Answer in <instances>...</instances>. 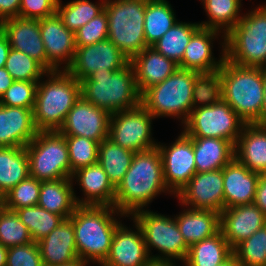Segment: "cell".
Returning <instances> with one entry per match:
<instances>
[{
  "label": "cell",
  "instance_id": "cell-1",
  "mask_svg": "<svg viewBox=\"0 0 266 266\" xmlns=\"http://www.w3.org/2000/svg\"><path fill=\"white\" fill-rule=\"evenodd\" d=\"M162 193L173 195L166 187L158 148L135 152L123 180L116 187L113 207L128 218L148 209L153 199Z\"/></svg>",
  "mask_w": 266,
  "mask_h": 266
},
{
  "label": "cell",
  "instance_id": "cell-2",
  "mask_svg": "<svg viewBox=\"0 0 266 266\" xmlns=\"http://www.w3.org/2000/svg\"><path fill=\"white\" fill-rule=\"evenodd\" d=\"M118 217V219H117ZM121 214L113 206H78L69 217L75 231V243L81 261L100 266L107 258Z\"/></svg>",
  "mask_w": 266,
  "mask_h": 266
},
{
  "label": "cell",
  "instance_id": "cell-3",
  "mask_svg": "<svg viewBox=\"0 0 266 266\" xmlns=\"http://www.w3.org/2000/svg\"><path fill=\"white\" fill-rule=\"evenodd\" d=\"M45 76L47 79L42 78L37 86L33 109L35 126L38 131H59L81 97V84L67 70L48 71Z\"/></svg>",
  "mask_w": 266,
  "mask_h": 266
},
{
  "label": "cell",
  "instance_id": "cell-4",
  "mask_svg": "<svg viewBox=\"0 0 266 266\" xmlns=\"http://www.w3.org/2000/svg\"><path fill=\"white\" fill-rule=\"evenodd\" d=\"M220 72L223 100L246 124L260 125L264 101L263 67L240 66L224 59Z\"/></svg>",
  "mask_w": 266,
  "mask_h": 266
},
{
  "label": "cell",
  "instance_id": "cell-5",
  "mask_svg": "<svg viewBox=\"0 0 266 266\" xmlns=\"http://www.w3.org/2000/svg\"><path fill=\"white\" fill-rule=\"evenodd\" d=\"M81 96L109 114L133 109L141 104L135 71L129 62L120 70L93 73L80 82Z\"/></svg>",
  "mask_w": 266,
  "mask_h": 266
},
{
  "label": "cell",
  "instance_id": "cell-6",
  "mask_svg": "<svg viewBox=\"0 0 266 266\" xmlns=\"http://www.w3.org/2000/svg\"><path fill=\"white\" fill-rule=\"evenodd\" d=\"M225 59L240 66L266 67V4L252 8L225 35Z\"/></svg>",
  "mask_w": 266,
  "mask_h": 266
},
{
  "label": "cell",
  "instance_id": "cell-7",
  "mask_svg": "<svg viewBox=\"0 0 266 266\" xmlns=\"http://www.w3.org/2000/svg\"><path fill=\"white\" fill-rule=\"evenodd\" d=\"M199 72L178 68L161 83L141 94V105L156 118L174 117L183 125L192 108L193 86Z\"/></svg>",
  "mask_w": 266,
  "mask_h": 266
},
{
  "label": "cell",
  "instance_id": "cell-8",
  "mask_svg": "<svg viewBox=\"0 0 266 266\" xmlns=\"http://www.w3.org/2000/svg\"><path fill=\"white\" fill-rule=\"evenodd\" d=\"M148 0H106L108 39L131 61L144 48V16Z\"/></svg>",
  "mask_w": 266,
  "mask_h": 266
},
{
  "label": "cell",
  "instance_id": "cell-9",
  "mask_svg": "<svg viewBox=\"0 0 266 266\" xmlns=\"http://www.w3.org/2000/svg\"><path fill=\"white\" fill-rule=\"evenodd\" d=\"M173 217V218H172ZM131 218L142 230L150 259L175 260L183 263L188 255L189 246L179 231L175 217L142 209ZM159 254L152 255L151 250Z\"/></svg>",
  "mask_w": 266,
  "mask_h": 266
},
{
  "label": "cell",
  "instance_id": "cell-10",
  "mask_svg": "<svg viewBox=\"0 0 266 266\" xmlns=\"http://www.w3.org/2000/svg\"><path fill=\"white\" fill-rule=\"evenodd\" d=\"M29 159V176L39 181L71 178L68 146L59 131H38L25 147Z\"/></svg>",
  "mask_w": 266,
  "mask_h": 266
},
{
  "label": "cell",
  "instance_id": "cell-11",
  "mask_svg": "<svg viewBox=\"0 0 266 266\" xmlns=\"http://www.w3.org/2000/svg\"><path fill=\"white\" fill-rule=\"evenodd\" d=\"M245 124L222 99L213 105L193 109L181 127L190 137L224 139L235 145Z\"/></svg>",
  "mask_w": 266,
  "mask_h": 266
},
{
  "label": "cell",
  "instance_id": "cell-12",
  "mask_svg": "<svg viewBox=\"0 0 266 266\" xmlns=\"http://www.w3.org/2000/svg\"><path fill=\"white\" fill-rule=\"evenodd\" d=\"M155 118L141 104L133 109L118 111L110 116L109 139L132 152L157 147L152 134Z\"/></svg>",
  "mask_w": 266,
  "mask_h": 266
},
{
  "label": "cell",
  "instance_id": "cell-13",
  "mask_svg": "<svg viewBox=\"0 0 266 266\" xmlns=\"http://www.w3.org/2000/svg\"><path fill=\"white\" fill-rule=\"evenodd\" d=\"M164 180L167 189L174 195L197 173L191 137L183 130L171 144L158 142Z\"/></svg>",
  "mask_w": 266,
  "mask_h": 266
},
{
  "label": "cell",
  "instance_id": "cell-14",
  "mask_svg": "<svg viewBox=\"0 0 266 266\" xmlns=\"http://www.w3.org/2000/svg\"><path fill=\"white\" fill-rule=\"evenodd\" d=\"M129 59L108 38L85 47H76L72 64L67 71L79 82L93 73L120 70Z\"/></svg>",
  "mask_w": 266,
  "mask_h": 266
},
{
  "label": "cell",
  "instance_id": "cell-15",
  "mask_svg": "<svg viewBox=\"0 0 266 266\" xmlns=\"http://www.w3.org/2000/svg\"><path fill=\"white\" fill-rule=\"evenodd\" d=\"M175 198L181 206L221 214L224 210L222 169L196 173Z\"/></svg>",
  "mask_w": 266,
  "mask_h": 266
},
{
  "label": "cell",
  "instance_id": "cell-16",
  "mask_svg": "<svg viewBox=\"0 0 266 266\" xmlns=\"http://www.w3.org/2000/svg\"><path fill=\"white\" fill-rule=\"evenodd\" d=\"M110 116L81 96L68 112L59 132L64 136H81L100 143L109 137Z\"/></svg>",
  "mask_w": 266,
  "mask_h": 266
},
{
  "label": "cell",
  "instance_id": "cell-17",
  "mask_svg": "<svg viewBox=\"0 0 266 266\" xmlns=\"http://www.w3.org/2000/svg\"><path fill=\"white\" fill-rule=\"evenodd\" d=\"M128 219L135 230L122 222L117 226L109 254L100 266H145L150 260L140 226L131 217Z\"/></svg>",
  "mask_w": 266,
  "mask_h": 266
},
{
  "label": "cell",
  "instance_id": "cell-18",
  "mask_svg": "<svg viewBox=\"0 0 266 266\" xmlns=\"http://www.w3.org/2000/svg\"><path fill=\"white\" fill-rule=\"evenodd\" d=\"M39 27L47 61L56 70H67L75 55V33L66 28L57 13L40 19Z\"/></svg>",
  "mask_w": 266,
  "mask_h": 266
},
{
  "label": "cell",
  "instance_id": "cell-19",
  "mask_svg": "<svg viewBox=\"0 0 266 266\" xmlns=\"http://www.w3.org/2000/svg\"><path fill=\"white\" fill-rule=\"evenodd\" d=\"M10 47L21 51L39 62L47 71L56 69L47 61L40 34L39 20L15 17L0 23Z\"/></svg>",
  "mask_w": 266,
  "mask_h": 266
},
{
  "label": "cell",
  "instance_id": "cell-20",
  "mask_svg": "<svg viewBox=\"0 0 266 266\" xmlns=\"http://www.w3.org/2000/svg\"><path fill=\"white\" fill-rule=\"evenodd\" d=\"M221 35V36H220ZM220 40L221 55L215 58L213 41ZM223 39V40H222ZM225 59V36L214 29L200 27L191 37L186 46L184 56L178 65L180 69L192 70L196 72H212L220 69Z\"/></svg>",
  "mask_w": 266,
  "mask_h": 266
},
{
  "label": "cell",
  "instance_id": "cell-21",
  "mask_svg": "<svg viewBox=\"0 0 266 266\" xmlns=\"http://www.w3.org/2000/svg\"><path fill=\"white\" fill-rule=\"evenodd\" d=\"M266 225V215L254 203L224 209L220 214V230L234 249Z\"/></svg>",
  "mask_w": 266,
  "mask_h": 266
},
{
  "label": "cell",
  "instance_id": "cell-22",
  "mask_svg": "<svg viewBox=\"0 0 266 266\" xmlns=\"http://www.w3.org/2000/svg\"><path fill=\"white\" fill-rule=\"evenodd\" d=\"M71 179L84 195L79 198L75 193L78 206H113L116 187L98 162L77 170Z\"/></svg>",
  "mask_w": 266,
  "mask_h": 266
},
{
  "label": "cell",
  "instance_id": "cell-23",
  "mask_svg": "<svg viewBox=\"0 0 266 266\" xmlns=\"http://www.w3.org/2000/svg\"><path fill=\"white\" fill-rule=\"evenodd\" d=\"M224 209L251 204L260 174L250 171L236 158L222 168Z\"/></svg>",
  "mask_w": 266,
  "mask_h": 266
},
{
  "label": "cell",
  "instance_id": "cell-24",
  "mask_svg": "<svg viewBox=\"0 0 266 266\" xmlns=\"http://www.w3.org/2000/svg\"><path fill=\"white\" fill-rule=\"evenodd\" d=\"M37 133L33 109L0 105V147H26Z\"/></svg>",
  "mask_w": 266,
  "mask_h": 266
},
{
  "label": "cell",
  "instance_id": "cell-25",
  "mask_svg": "<svg viewBox=\"0 0 266 266\" xmlns=\"http://www.w3.org/2000/svg\"><path fill=\"white\" fill-rule=\"evenodd\" d=\"M37 244L44 266L67 265L80 260L76 249L75 231L70 219H64Z\"/></svg>",
  "mask_w": 266,
  "mask_h": 266
},
{
  "label": "cell",
  "instance_id": "cell-26",
  "mask_svg": "<svg viewBox=\"0 0 266 266\" xmlns=\"http://www.w3.org/2000/svg\"><path fill=\"white\" fill-rule=\"evenodd\" d=\"M135 71L136 85L140 94L151 86L161 83L179 67L153 47L144 48L131 61Z\"/></svg>",
  "mask_w": 266,
  "mask_h": 266
},
{
  "label": "cell",
  "instance_id": "cell-27",
  "mask_svg": "<svg viewBox=\"0 0 266 266\" xmlns=\"http://www.w3.org/2000/svg\"><path fill=\"white\" fill-rule=\"evenodd\" d=\"M235 158L250 171L266 173V125H244L235 144Z\"/></svg>",
  "mask_w": 266,
  "mask_h": 266
},
{
  "label": "cell",
  "instance_id": "cell-28",
  "mask_svg": "<svg viewBox=\"0 0 266 266\" xmlns=\"http://www.w3.org/2000/svg\"><path fill=\"white\" fill-rule=\"evenodd\" d=\"M182 210L174 217L179 231L189 247L220 231V213L189 207L185 209L184 206Z\"/></svg>",
  "mask_w": 266,
  "mask_h": 266
},
{
  "label": "cell",
  "instance_id": "cell-29",
  "mask_svg": "<svg viewBox=\"0 0 266 266\" xmlns=\"http://www.w3.org/2000/svg\"><path fill=\"white\" fill-rule=\"evenodd\" d=\"M196 172L220 170L235 158V145L218 138L191 137Z\"/></svg>",
  "mask_w": 266,
  "mask_h": 266
},
{
  "label": "cell",
  "instance_id": "cell-30",
  "mask_svg": "<svg viewBox=\"0 0 266 266\" xmlns=\"http://www.w3.org/2000/svg\"><path fill=\"white\" fill-rule=\"evenodd\" d=\"M75 192L71 178L41 181L38 206L69 219L78 207Z\"/></svg>",
  "mask_w": 266,
  "mask_h": 266
},
{
  "label": "cell",
  "instance_id": "cell-31",
  "mask_svg": "<svg viewBox=\"0 0 266 266\" xmlns=\"http://www.w3.org/2000/svg\"><path fill=\"white\" fill-rule=\"evenodd\" d=\"M29 176V159L25 147H0V196Z\"/></svg>",
  "mask_w": 266,
  "mask_h": 266
},
{
  "label": "cell",
  "instance_id": "cell-32",
  "mask_svg": "<svg viewBox=\"0 0 266 266\" xmlns=\"http://www.w3.org/2000/svg\"><path fill=\"white\" fill-rule=\"evenodd\" d=\"M233 254V249L220 230L214 236L189 247L182 266H218Z\"/></svg>",
  "mask_w": 266,
  "mask_h": 266
},
{
  "label": "cell",
  "instance_id": "cell-33",
  "mask_svg": "<svg viewBox=\"0 0 266 266\" xmlns=\"http://www.w3.org/2000/svg\"><path fill=\"white\" fill-rule=\"evenodd\" d=\"M241 1L204 0L202 5L208 19L198 23L201 27L217 30L225 36L243 17L240 12Z\"/></svg>",
  "mask_w": 266,
  "mask_h": 266
},
{
  "label": "cell",
  "instance_id": "cell-34",
  "mask_svg": "<svg viewBox=\"0 0 266 266\" xmlns=\"http://www.w3.org/2000/svg\"><path fill=\"white\" fill-rule=\"evenodd\" d=\"M177 21L176 14L168 0H148L144 16L146 44L152 46Z\"/></svg>",
  "mask_w": 266,
  "mask_h": 266
},
{
  "label": "cell",
  "instance_id": "cell-35",
  "mask_svg": "<svg viewBox=\"0 0 266 266\" xmlns=\"http://www.w3.org/2000/svg\"><path fill=\"white\" fill-rule=\"evenodd\" d=\"M200 27L199 23L179 20L151 47L179 65L192 35Z\"/></svg>",
  "mask_w": 266,
  "mask_h": 266
},
{
  "label": "cell",
  "instance_id": "cell-36",
  "mask_svg": "<svg viewBox=\"0 0 266 266\" xmlns=\"http://www.w3.org/2000/svg\"><path fill=\"white\" fill-rule=\"evenodd\" d=\"M135 152L124 149L109 138L99 143L98 163L117 187L132 163Z\"/></svg>",
  "mask_w": 266,
  "mask_h": 266
},
{
  "label": "cell",
  "instance_id": "cell-37",
  "mask_svg": "<svg viewBox=\"0 0 266 266\" xmlns=\"http://www.w3.org/2000/svg\"><path fill=\"white\" fill-rule=\"evenodd\" d=\"M62 2L58 0L56 13L66 28L75 33L104 10L106 0L95 3L90 0H72L66 4Z\"/></svg>",
  "mask_w": 266,
  "mask_h": 266
},
{
  "label": "cell",
  "instance_id": "cell-38",
  "mask_svg": "<svg viewBox=\"0 0 266 266\" xmlns=\"http://www.w3.org/2000/svg\"><path fill=\"white\" fill-rule=\"evenodd\" d=\"M15 212L28 228L34 242L47 236L64 220L62 216L51 213L38 205L23 207Z\"/></svg>",
  "mask_w": 266,
  "mask_h": 266
},
{
  "label": "cell",
  "instance_id": "cell-39",
  "mask_svg": "<svg viewBox=\"0 0 266 266\" xmlns=\"http://www.w3.org/2000/svg\"><path fill=\"white\" fill-rule=\"evenodd\" d=\"M223 99L220 69L200 72L195 76L192 108L210 106Z\"/></svg>",
  "mask_w": 266,
  "mask_h": 266
},
{
  "label": "cell",
  "instance_id": "cell-40",
  "mask_svg": "<svg viewBox=\"0 0 266 266\" xmlns=\"http://www.w3.org/2000/svg\"><path fill=\"white\" fill-rule=\"evenodd\" d=\"M5 69L14 81L39 82L48 72L39 62L21 51L10 49Z\"/></svg>",
  "mask_w": 266,
  "mask_h": 266
},
{
  "label": "cell",
  "instance_id": "cell-41",
  "mask_svg": "<svg viewBox=\"0 0 266 266\" xmlns=\"http://www.w3.org/2000/svg\"><path fill=\"white\" fill-rule=\"evenodd\" d=\"M28 228L21 222L15 211L0 207V243L6 247H15L32 243Z\"/></svg>",
  "mask_w": 266,
  "mask_h": 266
},
{
  "label": "cell",
  "instance_id": "cell-42",
  "mask_svg": "<svg viewBox=\"0 0 266 266\" xmlns=\"http://www.w3.org/2000/svg\"><path fill=\"white\" fill-rule=\"evenodd\" d=\"M242 266H266V225L233 249Z\"/></svg>",
  "mask_w": 266,
  "mask_h": 266
},
{
  "label": "cell",
  "instance_id": "cell-43",
  "mask_svg": "<svg viewBox=\"0 0 266 266\" xmlns=\"http://www.w3.org/2000/svg\"><path fill=\"white\" fill-rule=\"evenodd\" d=\"M68 146L71 178L74 172L98 162L99 143L81 136H65Z\"/></svg>",
  "mask_w": 266,
  "mask_h": 266
},
{
  "label": "cell",
  "instance_id": "cell-44",
  "mask_svg": "<svg viewBox=\"0 0 266 266\" xmlns=\"http://www.w3.org/2000/svg\"><path fill=\"white\" fill-rule=\"evenodd\" d=\"M40 188L41 181L28 176L3 197V206L15 211L23 207L38 205Z\"/></svg>",
  "mask_w": 266,
  "mask_h": 266
},
{
  "label": "cell",
  "instance_id": "cell-45",
  "mask_svg": "<svg viewBox=\"0 0 266 266\" xmlns=\"http://www.w3.org/2000/svg\"><path fill=\"white\" fill-rule=\"evenodd\" d=\"M38 82L14 81L0 98V105L34 109Z\"/></svg>",
  "mask_w": 266,
  "mask_h": 266
},
{
  "label": "cell",
  "instance_id": "cell-46",
  "mask_svg": "<svg viewBox=\"0 0 266 266\" xmlns=\"http://www.w3.org/2000/svg\"><path fill=\"white\" fill-rule=\"evenodd\" d=\"M108 38V17L103 10L75 32L76 47H85Z\"/></svg>",
  "mask_w": 266,
  "mask_h": 266
},
{
  "label": "cell",
  "instance_id": "cell-47",
  "mask_svg": "<svg viewBox=\"0 0 266 266\" xmlns=\"http://www.w3.org/2000/svg\"><path fill=\"white\" fill-rule=\"evenodd\" d=\"M6 266H44L37 242L8 248Z\"/></svg>",
  "mask_w": 266,
  "mask_h": 266
},
{
  "label": "cell",
  "instance_id": "cell-48",
  "mask_svg": "<svg viewBox=\"0 0 266 266\" xmlns=\"http://www.w3.org/2000/svg\"><path fill=\"white\" fill-rule=\"evenodd\" d=\"M58 0H21L19 17L40 20L56 13Z\"/></svg>",
  "mask_w": 266,
  "mask_h": 266
},
{
  "label": "cell",
  "instance_id": "cell-49",
  "mask_svg": "<svg viewBox=\"0 0 266 266\" xmlns=\"http://www.w3.org/2000/svg\"><path fill=\"white\" fill-rule=\"evenodd\" d=\"M21 0H0V23L11 18L19 17Z\"/></svg>",
  "mask_w": 266,
  "mask_h": 266
},
{
  "label": "cell",
  "instance_id": "cell-50",
  "mask_svg": "<svg viewBox=\"0 0 266 266\" xmlns=\"http://www.w3.org/2000/svg\"><path fill=\"white\" fill-rule=\"evenodd\" d=\"M253 203L266 215V173L259 176Z\"/></svg>",
  "mask_w": 266,
  "mask_h": 266
},
{
  "label": "cell",
  "instance_id": "cell-51",
  "mask_svg": "<svg viewBox=\"0 0 266 266\" xmlns=\"http://www.w3.org/2000/svg\"><path fill=\"white\" fill-rule=\"evenodd\" d=\"M10 49V43L8 42L6 35L0 29V68L5 67Z\"/></svg>",
  "mask_w": 266,
  "mask_h": 266
},
{
  "label": "cell",
  "instance_id": "cell-52",
  "mask_svg": "<svg viewBox=\"0 0 266 266\" xmlns=\"http://www.w3.org/2000/svg\"><path fill=\"white\" fill-rule=\"evenodd\" d=\"M14 82L13 78L5 67L0 68V98L3 96L5 91L11 86Z\"/></svg>",
  "mask_w": 266,
  "mask_h": 266
},
{
  "label": "cell",
  "instance_id": "cell-53",
  "mask_svg": "<svg viewBox=\"0 0 266 266\" xmlns=\"http://www.w3.org/2000/svg\"><path fill=\"white\" fill-rule=\"evenodd\" d=\"M175 260L150 259L145 266H180Z\"/></svg>",
  "mask_w": 266,
  "mask_h": 266
},
{
  "label": "cell",
  "instance_id": "cell-54",
  "mask_svg": "<svg viewBox=\"0 0 266 266\" xmlns=\"http://www.w3.org/2000/svg\"><path fill=\"white\" fill-rule=\"evenodd\" d=\"M264 101L261 109L260 125H266V67H263Z\"/></svg>",
  "mask_w": 266,
  "mask_h": 266
},
{
  "label": "cell",
  "instance_id": "cell-55",
  "mask_svg": "<svg viewBox=\"0 0 266 266\" xmlns=\"http://www.w3.org/2000/svg\"><path fill=\"white\" fill-rule=\"evenodd\" d=\"M218 266H242L236 257L232 254L226 261L219 264Z\"/></svg>",
  "mask_w": 266,
  "mask_h": 266
},
{
  "label": "cell",
  "instance_id": "cell-56",
  "mask_svg": "<svg viewBox=\"0 0 266 266\" xmlns=\"http://www.w3.org/2000/svg\"><path fill=\"white\" fill-rule=\"evenodd\" d=\"M8 248L0 243V266H6Z\"/></svg>",
  "mask_w": 266,
  "mask_h": 266
},
{
  "label": "cell",
  "instance_id": "cell-57",
  "mask_svg": "<svg viewBox=\"0 0 266 266\" xmlns=\"http://www.w3.org/2000/svg\"><path fill=\"white\" fill-rule=\"evenodd\" d=\"M90 266V264H87L81 260L77 261V262H74L72 264H67V265H60V266Z\"/></svg>",
  "mask_w": 266,
  "mask_h": 266
},
{
  "label": "cell",
  "instance_id": "cell-58",
  "mask_svg": "<svg viewBox=\"0 0 266 266\" xmlns=\"http://www.w3.org/2000/svg\"><path fill=\"white\" fill-rule=\"evenodd\" d=\"M3 205V198L0 196V207Z\"/></svg>",
  "mask_w": 266,
  "mask_h": 266
}]
</instances>
